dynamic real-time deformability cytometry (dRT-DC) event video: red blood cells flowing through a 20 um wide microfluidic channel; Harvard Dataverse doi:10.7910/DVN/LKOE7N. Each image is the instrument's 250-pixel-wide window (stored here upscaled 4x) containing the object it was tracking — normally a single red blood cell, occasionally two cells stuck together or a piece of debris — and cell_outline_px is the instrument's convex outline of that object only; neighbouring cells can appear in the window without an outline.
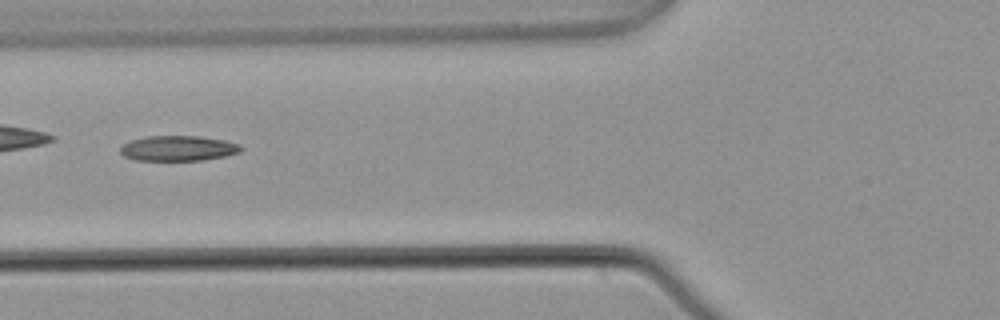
{"species": "common noctule bat (a hibernating species)", "species_latin": "Nyctalus noctula", "temperature_condition": "warm", "stored_images_in_passage": 2, "camera_frame_rate_fps": 3000, "um_per_image_px": 0.085, "animal": {"sex": "male", "body_mass_g": 21.5, "forearm_length_mm": 52.0}, "frame": {"image": 1, "passage_image": 2, "time_ms": 0.333, "image_size_px": [1000, 320], "cell_outline_px": [[244, 148], [240, 152], [224, 156], [200, 160], [136, 160], [124, 156], [120, 152], [120, 148], [124, 144], [132, 140], [148, 136], [200, 136], [224, 140], [240, 144]], "centroid_in_image_um": [15.17, 12.6], "position_along_channel_um": 110.6, "area_um2": 17.63}}